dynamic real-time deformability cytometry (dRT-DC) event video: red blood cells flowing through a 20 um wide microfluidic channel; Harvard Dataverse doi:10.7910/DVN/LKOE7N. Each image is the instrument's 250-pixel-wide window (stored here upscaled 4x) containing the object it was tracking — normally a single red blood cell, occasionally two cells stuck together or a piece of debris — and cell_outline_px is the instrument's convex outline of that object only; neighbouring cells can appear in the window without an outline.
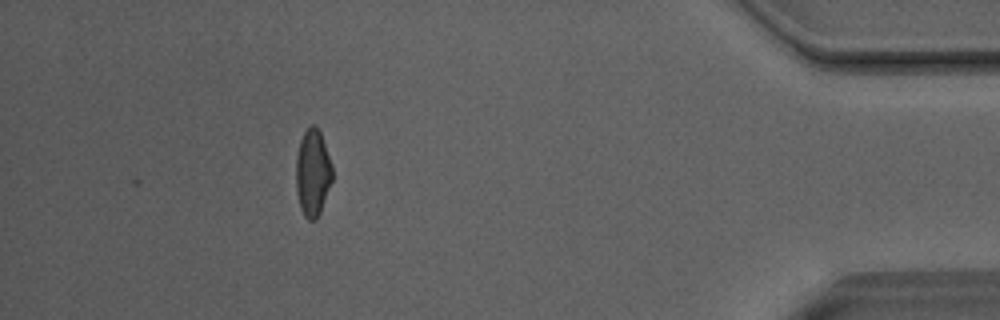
{"species": "Egyptian fruit bat (a non-hibernating species)", "species_latin": "Rousettus aegyptiacus", "temperature_condition": "room temperature", "stored_images_in_passage": 35, "camera_frame_rate_fps": 3000, "um_per_image_px": 0.085, "animal": {"sex": "male"}, "frame": {"image": 1, "passage_image": 35, "time_ms": 11.333, "image_size_px": [1000, 320], "cell_outline_px": [[332, 180], [320, 212], [316, 220], [308, 220], [304, 216], [300, 208], [296, 192], [296, 156], [300, 140], [304, 132], [312, 124], [316, 124], [320, 132], [332, 164]], "centroid_in_image_um": [26.57, 14.69], "position_along_channel_um": 408.6, "area_um2": 18.44}, "authors_computed_cell_mechanics": {"area_um2": 19.0162, "velocity_mm_per_s": 4.0727, "shape_relaxation_time_tau1_ms": 8.2328, "shape_relaxation_time_tau2_ms": 1.466, "deformation_change_tau1": 0.1656, "deformation_change_tau2": 0.0884}}